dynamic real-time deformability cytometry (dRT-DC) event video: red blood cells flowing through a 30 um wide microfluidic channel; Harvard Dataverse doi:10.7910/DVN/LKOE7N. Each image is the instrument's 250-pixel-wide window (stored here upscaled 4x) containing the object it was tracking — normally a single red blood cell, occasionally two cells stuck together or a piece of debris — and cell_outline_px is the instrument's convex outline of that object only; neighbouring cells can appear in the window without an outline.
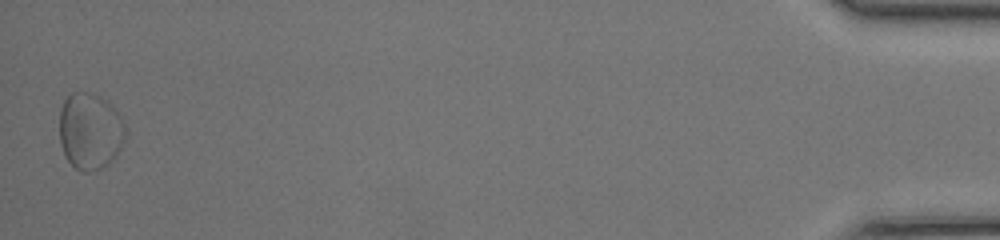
{"species": "common noctule bat (a hibernating species)", "species_latin": "Nyctalus noctula", "temperature_condition": "room temperature", "stored_images_in_passage": 47, "segment_of_instrument_passage": [2, 2], "camera_frame_rate_fps": 3000, "um_per_image_px": 0.085, "animal": {"sex": "female", "body_mass_g": 17.0, "forearm_length_mm": 48.0}, "frame": {"image": 1, "passage_image": 47, "time_ms": 15.333, "image_size_px": [1000, 240], "cell_outline_px": [[128, 128], [124, 140], [116, 156], [104, 168], [92, 172], [80, 172], [64, 156], [60, 144], [60, 108], [64, 100], [72, 92], [88, 92], [112, 104], [124, 120]], "centroid_in_image_um": [7.68, 11.17], "position_along_channel_um": 427.5, "area_um2": 29.94}}